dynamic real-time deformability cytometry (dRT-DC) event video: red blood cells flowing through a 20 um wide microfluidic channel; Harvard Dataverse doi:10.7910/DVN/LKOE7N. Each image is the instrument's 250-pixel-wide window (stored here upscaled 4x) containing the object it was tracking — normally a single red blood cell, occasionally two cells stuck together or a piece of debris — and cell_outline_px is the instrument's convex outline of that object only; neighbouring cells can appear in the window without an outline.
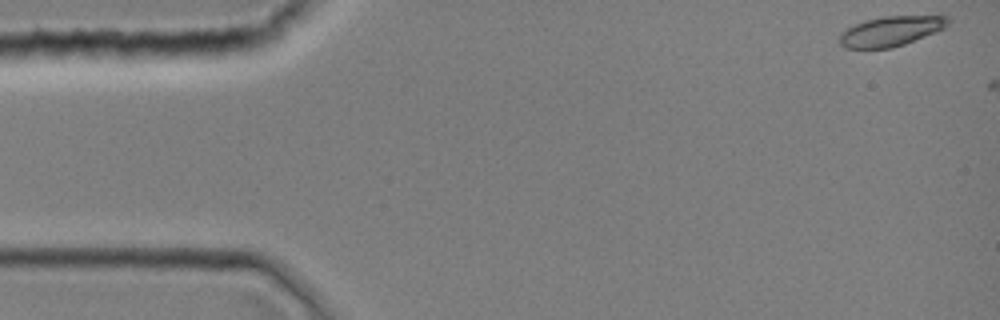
{"species": "common noctule bat (a hibernating species)", "species_latin": "Nyctalus noctula", "temperature_condition": "room temperature", "stored_images_in_passage": 9, "camera_frame_rate_fps": 3000, "um_per_image_px": 0.085, "animal": {"sex": "female", "body_mass_g": 19.0, "forearm_length_mm": 51.5}, "frame": {"image": 1, "passage_image": 1, "time_ms": 0.0, "image_size_px": [1000, 320], "cell_outline_px": [[948, 24], [944, 28], [936, 32], [904, 44], [892, 48], [844, 48], [840, 44], [840, 32], [864, 20], [884, 16], [940, 12], [948, 16]], "centroid_in_image_um": [75.84, 2.58], "position_along_channel_um": 9.2, "area_um2": 19.65}}
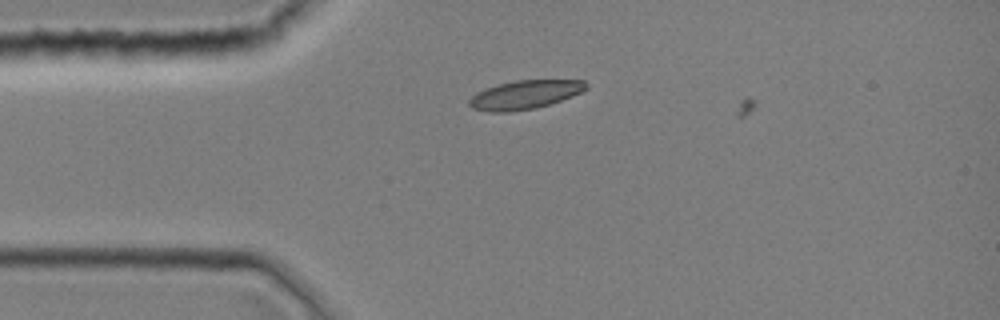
{"frame": {"image": 2, "passage_image": 9, "time_ms": 2.667, "image_size_px": [1000, 320], "cell_outline_px": [[588, 88], [572, 96], [536, 108], [508, 112], [488, 112], [472, 108], [468, 104], [468, 100], [476, 92], [484, 88], [516, 80], [584, 80], [588, 84]], "centroid_in_image_um": [44.58, 8.05], "position_along_channel_um": 40.4, "area_um2": 19.54}}